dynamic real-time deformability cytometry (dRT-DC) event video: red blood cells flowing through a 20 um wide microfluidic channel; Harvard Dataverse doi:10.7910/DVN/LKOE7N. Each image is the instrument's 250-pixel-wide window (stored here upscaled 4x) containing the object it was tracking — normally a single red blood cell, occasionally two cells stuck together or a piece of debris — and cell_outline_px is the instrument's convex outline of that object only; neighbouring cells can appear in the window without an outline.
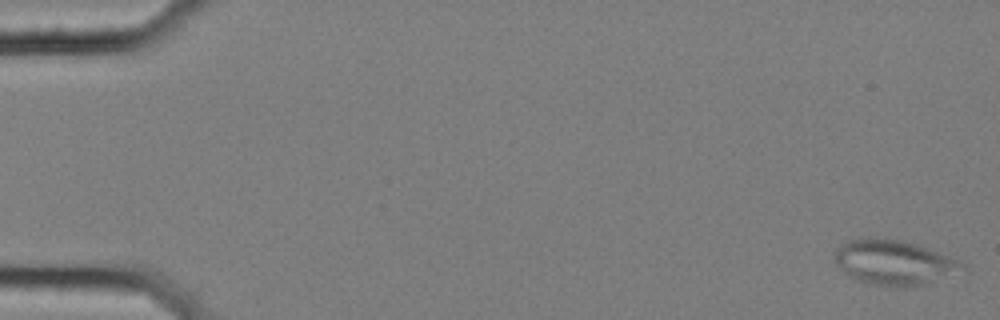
{"species": "common noctule bat (a hibernating species)", "species_latin": "Nyctalus noctula", "temperature_condition": "cold", "stored_images_in_passage": 57, "camera_frame_rate_fps": 3000, "um_per_image_px": 0.085, "animal": {"sex": "female", "body_mass_g": 25.1}, "frame": {"image": 1, "passage_image": 1, "time_ms": 0.0, "image_size_px": [1000, 320], "cell_outline_px": [[968, 272], [924, 284], [908, 288], [872, 284], [856, 280], [848, 276], [836, 264], [832, 256], [836, 248], [848, 240], [900, 240], [960, 260], [968, 268]], "centroid_in_image_um": [76.05, 22.37], "position_along_channel_um": 9.0, "area_um2": 33.18}}
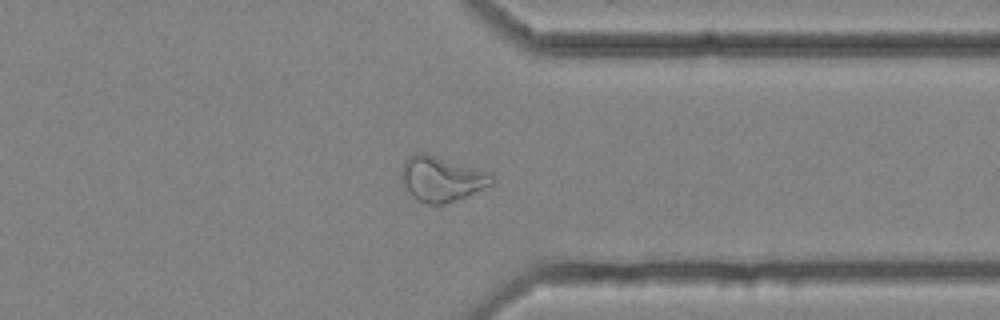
{"frame": {"image": 2, "passage_image": 45, "time_ms": 14.667, "image_size_px": [1000, 320], "cell_outline_px": [[496, 180], [492, 184], [468, 196], [444, 204], [428, 204], [412, 196], [408, 192], [400, 176], [400, 172], [404, 160], [408, 156], [416, 152], [424, 152], [492, 172], [496, 176]], "centroid_in_image_um": [37.56, 15.18], "position_along_channel_um": 373.8, "area_um2": 24.16}}
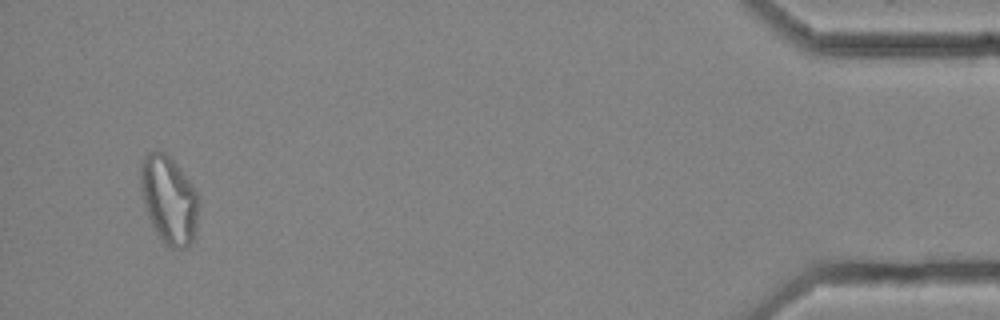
{"frame": {"image": 3, "passage_image": 55, "time_ms": 18.0, "image_size_px": [1000, 320], "cell_outline_px": [[200, 204], [196, 232], [192, 244], [188, 248], [172, 248], [164, 244], [160, 240], [148, 216], [144, 204], [140, 188], [140, 168], [144, 156], [148, 152], [156, 148], [160, 148], [172, 160], [196, 188]], "centroid_in_image_um": [14.38, 16.99], "position_along_channel_um": 420.8, "area_um2": 30.4}, "authors_computed_cell_mechanics": {"area_um2": 26.299, "velocity_mm_per_s": 3.5389, "shape_relaxation_time_tau1_ms": null, "shape_relaxation_time_tau2_ms": 3.9363, "deformation_change_tau1": null, "deformation_change_tau2": 0.1106}}